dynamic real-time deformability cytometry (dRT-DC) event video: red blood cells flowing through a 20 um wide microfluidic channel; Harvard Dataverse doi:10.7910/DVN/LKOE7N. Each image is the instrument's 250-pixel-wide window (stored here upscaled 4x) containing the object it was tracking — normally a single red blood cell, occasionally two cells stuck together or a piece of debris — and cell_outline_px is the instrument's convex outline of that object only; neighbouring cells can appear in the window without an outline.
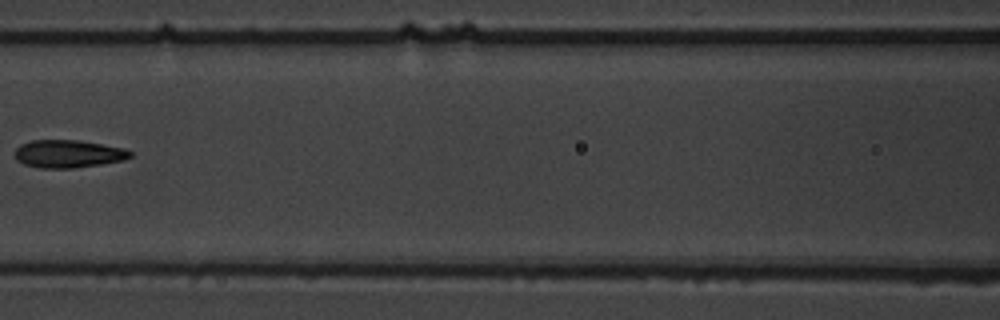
{"species": "common noctule bat (a hibernating species)", "species_latin": "Nyctalus noctula", "temperature_condition": "warm", "stored_images_in_passage": 7, "camera_frame_rate_fps": 3000, "um_per_image_px": 0.085, "animal": {"sex": "male", "body_mass_g": 19.5, "forearm_length_mm": 54.6}, "frame": {"image": 1, "passage_image": 7, "time_ms": 8.333, "image_size_px": [1000, 320], "cell_outline_px": [[132, 156], [124, 160], [100, 164], [72, 168], [40, 168], [24, 164], [16, 160], [16, 148], [20, 144], [32, 140], [80, 140], [124, 148], [132, 152]], "centroid_in_image_um": [5.8, 13.07], "position_along_channel_um": 160.8, "area_um2": 18.67}}